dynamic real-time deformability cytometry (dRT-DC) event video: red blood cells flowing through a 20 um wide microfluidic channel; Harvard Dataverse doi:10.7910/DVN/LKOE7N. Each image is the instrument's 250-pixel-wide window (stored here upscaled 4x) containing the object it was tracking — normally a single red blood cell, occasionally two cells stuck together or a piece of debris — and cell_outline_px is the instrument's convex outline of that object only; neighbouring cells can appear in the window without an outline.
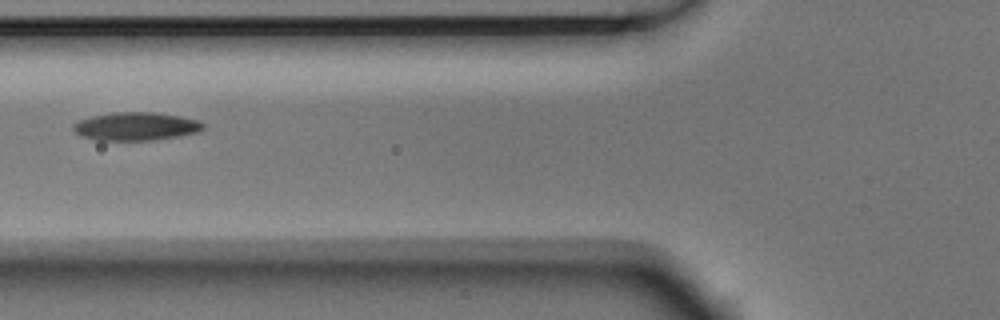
{"species": "Egyptian fruit bat (a non-hibernating species)", "species_latin": "Rousettus aegyptiacus", "temperature_condition": "room temperature", "stored_images_in_passage": 5, "camera_frame_rate_fps": 3000, "um_per_image_px": 0.085, "animal": {"sex": "male"}, "frame": {"image": 1, "passage_image": 2, "time_ms": 0.333, "image_size_px": [1000, 320], "cell_outline_px": [[204, 128], [196, 132], [176, 136], [148, 140], [96, 140], [80, 136], [72, 128], [72, 124], [80, 120], [92, 116], [116, 112], [156, 112], [180, 116], [200, 120], [204, 124]], "centroid_in_image_um": [11.53, 10.73], "position_along_channel_um": 114.3, "area_um2": 21.21}}
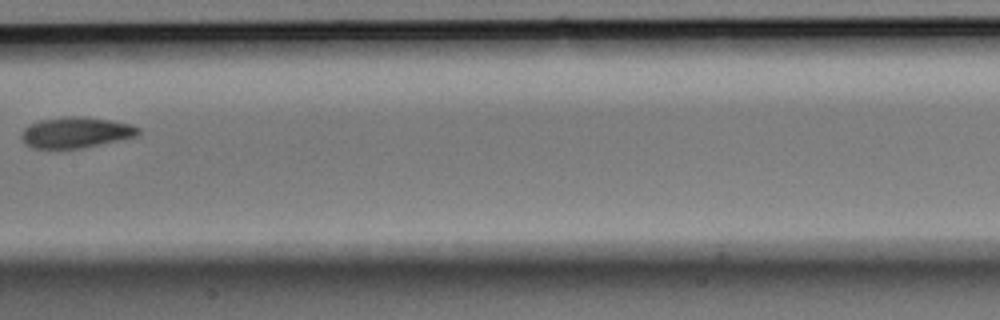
{"frame": {"image": 2, "passage_image": 4, "time_ms": 1.0, "image_size_px": [1000, 320], "cell_outline_px": [[140, 132], [136, 136], [80, 148], [32, 148], [24, 144], [20, 136], [24, 128], [28, 124], [40, 120], [64, 116], [84, 116], [112, 120], [128, 124], [140, 128]], "centroid_in_image_um": [6.39, 11.24], "position_along_channel_um": 201.0, "area_um2": 20.98}}
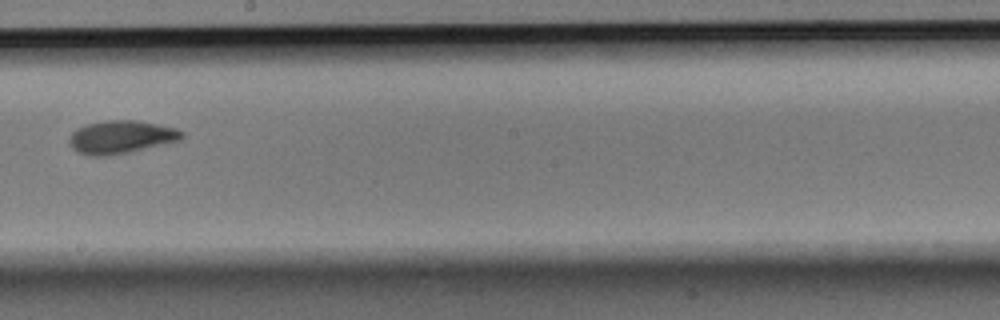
{"frame": {"image": 3, "passage_image": 5, "time_ms": 1.333, "image_size_px": [1000, 320], "cell_outline_px": [[184, 136], [180, 140], [128, 152], [100, 156], [92, 156], [76, 152], [72, 148], [68, 140], [68, 136], [76, 128], [88, 124], [104, 120], [136, 120], [160, 124], [176, 128], [184, 132]], "centroid_in_image_um": [10.26, 11.63], "position_along_channel_um": 237.9, "area_um2": 21.68}}